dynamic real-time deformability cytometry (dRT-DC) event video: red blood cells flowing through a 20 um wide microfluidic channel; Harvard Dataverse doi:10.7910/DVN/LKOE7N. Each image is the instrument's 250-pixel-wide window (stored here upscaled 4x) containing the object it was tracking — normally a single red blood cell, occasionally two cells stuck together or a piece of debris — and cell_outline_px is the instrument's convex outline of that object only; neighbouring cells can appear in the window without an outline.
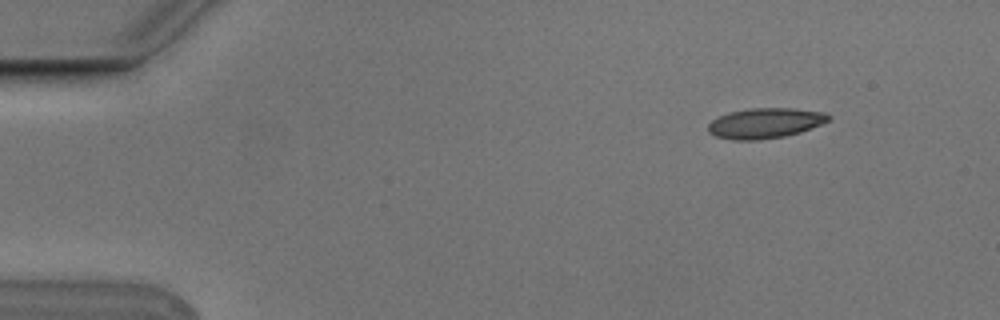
{"species": "Egyptian fruit bat (a non-hibernating species)", "species_latin": "Rousettus aegyptiacus", "temperature_condition": "cold", "stored_images_in_passage": 5, "camera_frame_rate_fps": 3000, "um_per_image_px": 0.085, "animal": {"sex": "male"}, "frame": {"image": 1, "passage_image": 1, "time_ms": 0.0, "image_size_px": [1000, 320], "cell_outline_px": [[832, 116], [828, 120], [820, 124], [800, 132], [784, 136], [756, 140], [732, 140], [716, 136], [708, 132], [708, 124], [712, 120], [728, 112], [752, 108], [796, 108], [824, 112]], "centroid_in_image_um": [65.02, 10.46], "position_along_channel_um": 20.0, "area_um2": 21.15}}
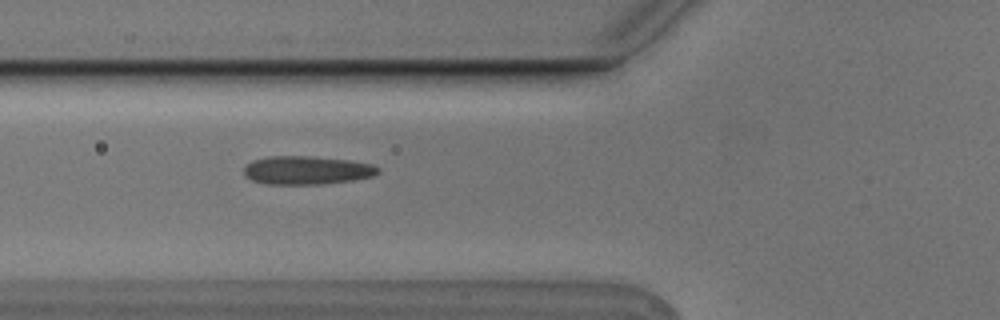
{"frame": {"image": 2, "passage_image": 5, "time_ms": 1.333, "image_size_px": [1000, 320], "cell_outline_px": [[380, 172], [372, 176], [352, 180], [320, 184], [268, 184], [252, 180], [244, 176], [244, 168], [252, 160], [268, 156], [312, 156], [348, 160], [372, 164], [380, 168]], "centroid_in_image_um": [26.07, 14.46], "position_along_channel_um": 99.7, "area_um2": 22.2}}